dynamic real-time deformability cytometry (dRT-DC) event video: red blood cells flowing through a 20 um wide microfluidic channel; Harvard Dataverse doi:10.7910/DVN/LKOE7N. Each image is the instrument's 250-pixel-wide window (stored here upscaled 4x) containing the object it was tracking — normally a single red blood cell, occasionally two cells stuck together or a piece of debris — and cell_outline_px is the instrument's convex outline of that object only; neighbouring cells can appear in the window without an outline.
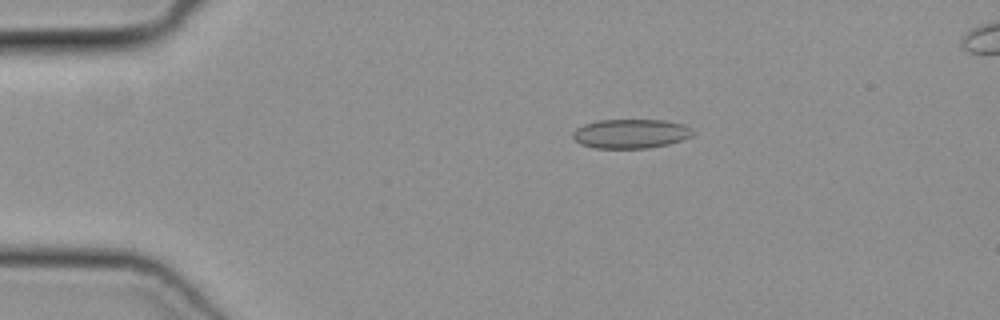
{"species": "common noctule bat (a hibernating species)", "species_latin": "Nyctalus noctula", "temperature_condition": "cold", "stored_images_in_passage": 42, "camera_frame_rate_fps": 3000, "um_per_image_px": 0.085, "animal": {"sex": "female", "body_mass_g": 19.3, "forearm_length_mm": 54.1}, "frame": {"image": 1, "passage_image": 2, "time_ms": 0.333, "image_size_px": [1000, 320], "cell_outline_px": [[692, 136], [668, 144], [648, 148], [596, 148], [584, 144], [576, 140], [572, 136], [572, 132], [576, 128], [584, 124], [600, 120], [664, 120], [684, 124], [692, 128]], "centroid_in_image_um": [53.62, 11.35], "position_along_channel_um": 31.4, "area_um2": 20.29}}
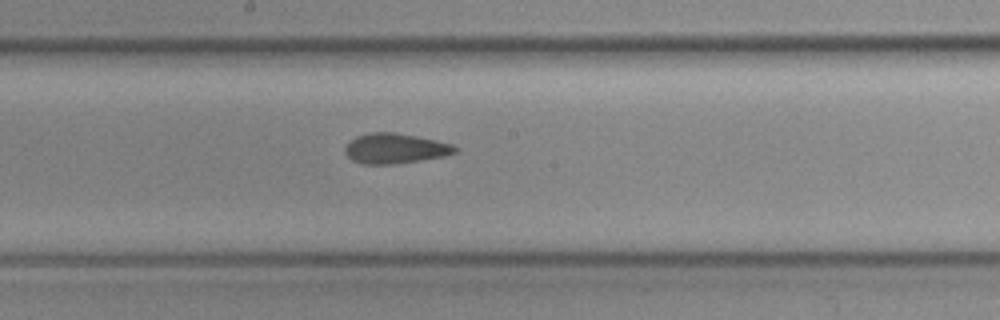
{"frame": {"image": 2, "passage_image": 19, "time_ms": 6.0, "image_size_px": [1000, 320], "cell_outline_px": [[456, 152], [444, 156], [396, 164], [364, 164], [352, 160], [344, 152], [344, 148], [348, 140], [356, 136], [372, 132], [396, 132], [436, 140], [452, 144], [456, 148]], "centroid_in_image_um": [33.54, 12.61], "position_along_channel_um": 214.7, "area_um2": 19.36}}
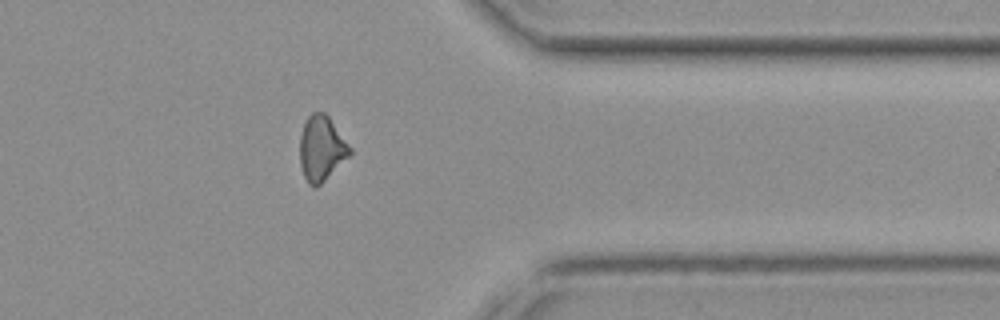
{"frame": {"image": 3, "passage_image": 32, "time_ms": 10.333, "image_size_px": [1000, 320], "cell_outline_px": [[352, 152], [316, 188], [312, 188], [308, 184], [304, 176], [300, 164], [300, 136], [304, 124], [308, 116], [312, 112], [324, 112], [328, 116], [352, 148]], "centroid_in_image_um": [27.31, 12.61], "position_along_channel_um": 384.1, "area_um2": 18.73}}